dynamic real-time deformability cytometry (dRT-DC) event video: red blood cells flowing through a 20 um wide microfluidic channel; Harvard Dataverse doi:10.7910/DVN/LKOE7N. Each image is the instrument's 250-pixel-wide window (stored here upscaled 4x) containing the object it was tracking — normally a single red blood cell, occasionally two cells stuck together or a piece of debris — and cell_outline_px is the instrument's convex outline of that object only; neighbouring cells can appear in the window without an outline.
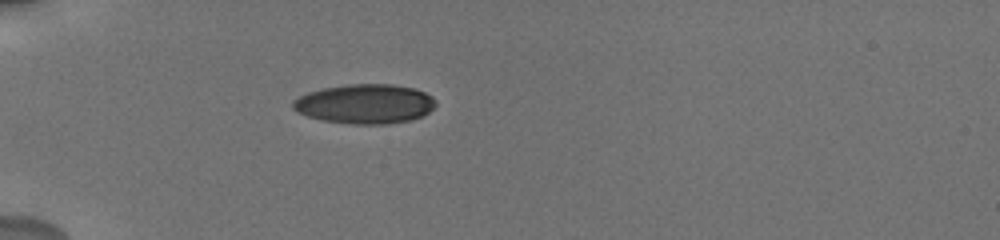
{"species": "human", "species_latin": "Homo sapiens", "temperature_condition": "cold", "stored_images_in_passage": 9, "camera_frame_rate_fps": 3000, "um_per_image_px": 0.085, "donor": {"sex": "male"}, "frame": {"image": 1, "passage_image": 1, "time_ms": 0.0, "image_size_px": [1000, 240], "cell_outline_px": [[436, 104], [428, 112], [412, 120], [388, 124], [352, 124], [324, 120], [308, 116], [296, 112], [292, 108], [292, 100], [308, 92], [324, 88], [348, 84], [392, 84], [412, 88], [424, 92], [432, 96]], "centroid_in_image_um": [31.0, 8.83], "position_along_channel_um": 54.0, "area_um2": 32.77}}
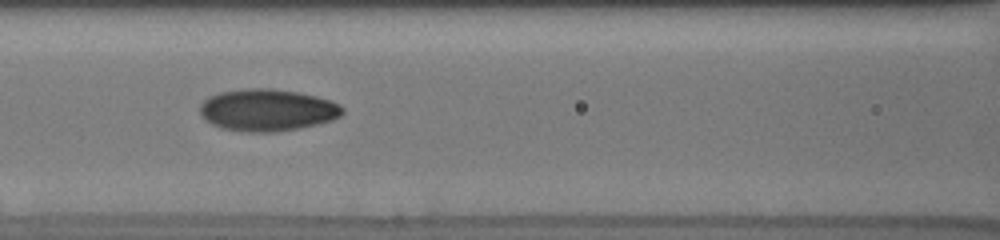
{"frame": {"image": 2, "passage_image": 4, "time_ms": 3.0, "image_size_px": [1000, 240], "cell_outline_px": [[344, 112], [340, 116], [332, 120], [300, 128], [276, 132], [244, 132], [220, 128], [204, 120], [200, 116], [200, 104], [208, 96], [220, 92], [248, 88], [268, 88], [296, 92], [316, 96], [340, 104], [344, 108]], "centroid_in_image_um": [22.69, 9.36], "position_along_channel_um": 143.9, "area_um2": 35.08}}
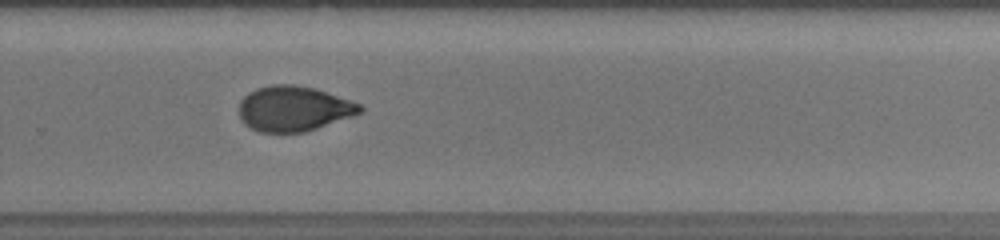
{"frame": {"image": 3, "passage_image": 8, "time_ms": 7.333, "image_size_px": [1000, 240], "cell_outline_px": [[364, 108], [360, 112], [352, 116], [304, 132], [260, 132], [244, 124], [240, 116], [240, 100], [248, 92], [256, 88], [272, 84], [292, 84], [312, 88], [360, 104]], "centroid_in_image_um": [24.91, 9.23], "position_along_channel_um": 304.9, "area_um2": 31.39}}